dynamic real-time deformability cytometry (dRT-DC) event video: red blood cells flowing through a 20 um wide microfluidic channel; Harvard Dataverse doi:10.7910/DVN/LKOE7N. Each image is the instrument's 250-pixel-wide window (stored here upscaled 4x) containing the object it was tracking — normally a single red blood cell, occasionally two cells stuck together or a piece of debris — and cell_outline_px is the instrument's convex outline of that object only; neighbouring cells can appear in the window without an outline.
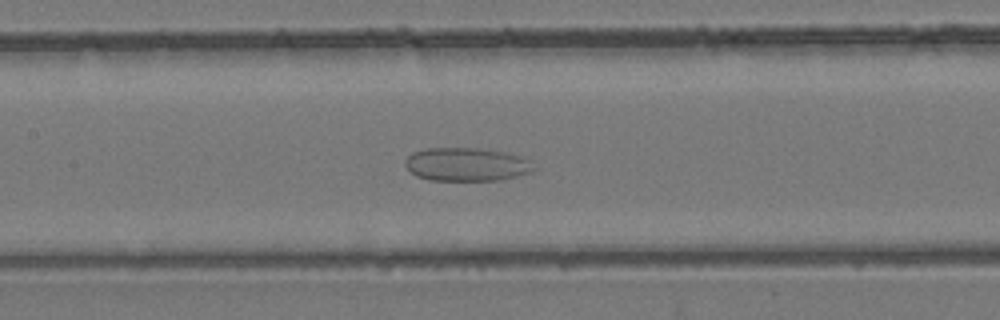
{"species": "common noctule bat (a hibernating species)", "species_latin": "Nyctalus noctula", "temperature_condition": "room temperature", "stored_images_in_passage": 49, "camera_frame_rate_fps": 3000, "um_per_image_px": 0.085, "animal": {"sex": "female", "body_mass_g": 24.6, "forearm_length_mm": 56.2}, "frame": {"image": 1, "passage_image": 23, "time_ms": 7.333, "image_size_px": [1000, 320], "cell_outline_px": [[536, 168], [532, 172], [500, 180], [428, 180], [416, 176], [404, 164], [404, 160], [412, 152], [428, 148], [472, 148], [500, 152], [528, 160]], "centroid_in_image_um": [39.59, 13.99], "position_along_channel_um": 167.8, "area_um2": 24.62}}
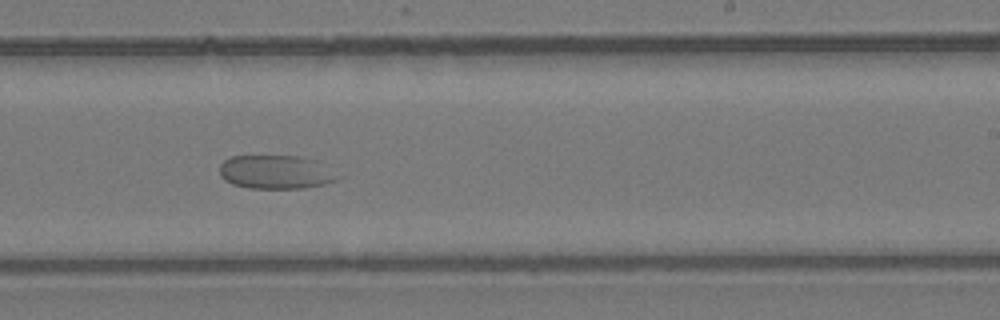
{"frame": {"image": 2, "passage_image": 30, "time_ms": 9.667, "image_size_px": [1000, 320], "cell_outline_px": [[340, 176], [336, 180], [324, 184], [304, 188], [248, 188], [232, 184], [224, 180], [220, 176], [220, 164], [224, 160], [232, 156], [296, 156], [316, 160]], "centroid_in_image_um": [23.41, 14.63], "position_along_channel_um": 265.6, "area_um2": 23.12}}
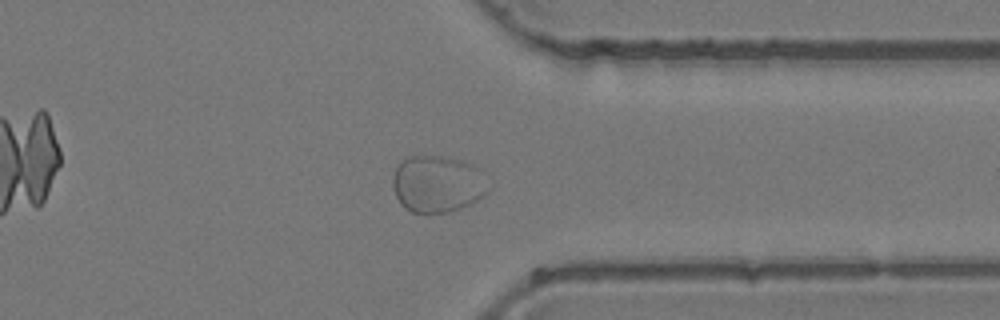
{"frame": {"image": 3, "passage_image": 38, "time_ms": 12.333, "image_size_px": [1000, 320], "cell_outline_px": [[484, 192], [476, 200], [460, 208], [448, 212], [412, 212], [404, 208], [400, 204], [396, 196], [392, 184], [392, 180], [396, 168], [400, 160], [408, 156], [440, 156], [460, 160], [484, 168]], "centroid_in_image_um": [37.13, 15.61], "position_along_channel_um": 374.3, "area_um2": 31.39}}